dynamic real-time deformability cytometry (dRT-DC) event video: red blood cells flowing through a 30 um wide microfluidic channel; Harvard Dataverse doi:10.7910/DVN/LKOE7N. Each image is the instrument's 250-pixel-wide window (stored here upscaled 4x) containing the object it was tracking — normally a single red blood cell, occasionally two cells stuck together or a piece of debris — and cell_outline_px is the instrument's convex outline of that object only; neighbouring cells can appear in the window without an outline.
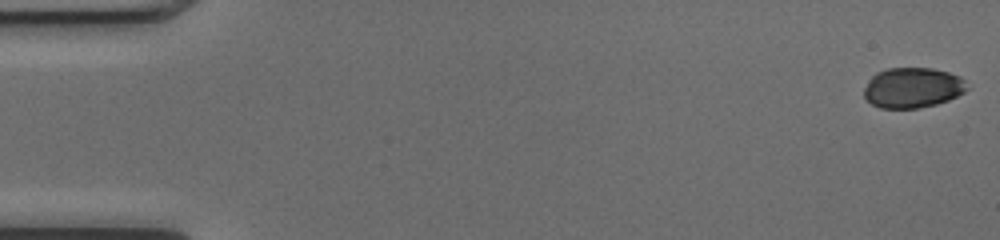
{"species": "common noctule bat (a hibernating species)", "species_latin": "Nyctalus noctula", "temperature_condition": "cold", "stored_images_in_passage": 46, "camera_frame_rate_fps": 3000, "um_per_image_px": 0.085, "animal": {"sex": "female", "body_mass_g": 17.0, "forearm_length_mm": 48.0}, "frame": {"image": 1, "passage_image": 1, "time_ms": 0.0, "image_size_px": [1000, 240], "cell_outline_px": [[968, 88], [964, 92], [948, 100], [936, 104], [916, 108], [880, 108], [872, 104], [864, 96], [864, 88], [868, 80], [876, 72], [888, 68], [932, 68], [948, 72], [960, 76], [964, 80]], "centroid_in_image_um": [77.56, 7.45], "position_along_channel_um": 7.4, "area_um2": 24.16}}
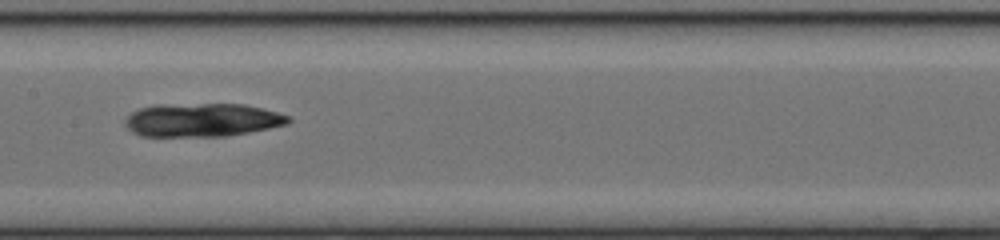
{"frame": {"image": 2, "passage_image": 26, "time_ms": 8.333, "image_size_px": [1000, 240], "cell_outline_px": [[292, 120], [288, 124], [228, 136], [140, 136], [132, 132], [124, 124], [124, 120], [132, 112], [140, 108], [156, 104], [244, 104], [276, 112], [288, 116]], "centroid_in_image_um": [17.15, 10.2], "position_along_channel_um": 190.3, "area_um2": 31.79}}
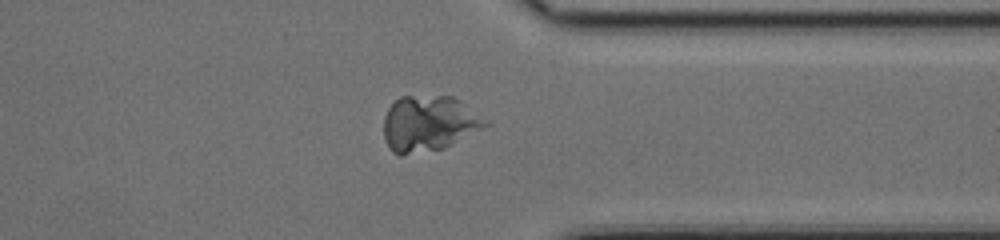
{"frame": {"image": 3, "passage_image": 40, "time_ms": 13.0, "image_size_px": [1000, 240], "cell_outline_px": [[492, 124], [444, 148], [400, 156], [392, 152], [384, 136], [384, 116], [388, 108], [400, 96], [452, 96], [460, 100], [488, 120]], "centroid_in_image_um": [36.47, 10.5], "position_along_channel_um": 374.9, "area_um2": 33.12}}